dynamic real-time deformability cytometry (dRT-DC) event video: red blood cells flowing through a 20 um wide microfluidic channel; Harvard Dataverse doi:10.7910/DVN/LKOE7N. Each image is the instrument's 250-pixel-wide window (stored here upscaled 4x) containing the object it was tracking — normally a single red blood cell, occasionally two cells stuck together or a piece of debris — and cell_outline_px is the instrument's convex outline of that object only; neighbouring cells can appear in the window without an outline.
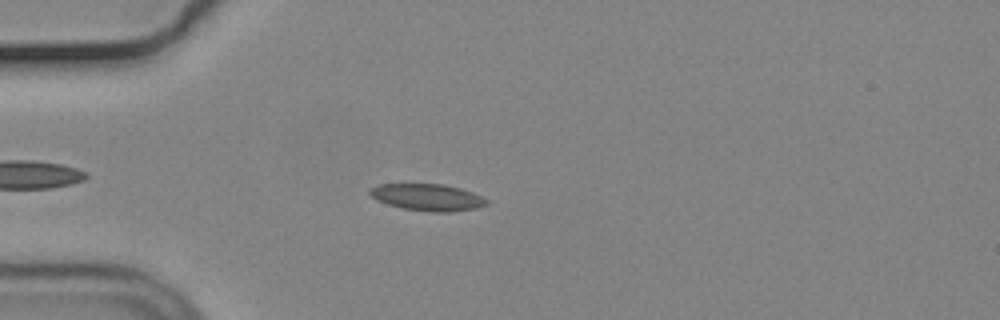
{"species": "common noctule bat (a hibernating species)", "species_latin": "Nyctalus noctula", "temperature_condition": "cold", "stored_images_in_passage": 45, "camera_frame_rate_fps": 3000, "um_per_image_px": 0.085, "animal": {"sex": "male", "body_mass_g": 19.2, "forearm_length_mm": 51.8}, "frame": {"image": 1, "passage_image": 8, "time_ms": 2.333, "image_size_px": [1000, 320], "cell_outline_px": [[488, 204], [476, 208], [448, 212], [432, 212], [404, 208], [388, 204], [376, 200], [368, 192], [368, 188], [380, 184], [444, 184], [460, 188], [472, 192], [488, 200]], "centroid_in_image_um": [36.32, 16.76], "position_along_channel_um": 48.7, "area_um2": 18.15}}
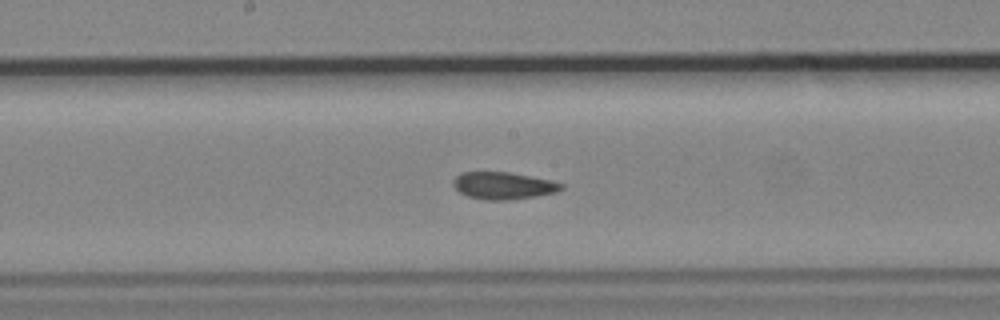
{"frame": {"image": 2, "passage_image": 22, "time_ms": 7.0, "image_size_px": [1000, 320], "cell_outline_px": [[564, 188], [556, 192], [536, 196], [504, 200], [484, 200], [468, 196], [460, 192], [452, 184], [452, 180], [460, 172], [508, 172], [548, 180], [564, 184]], "centroid_in_image_um": [42.74, 15.78], "position_along_channel_um": 205.5, "area_um2": 16.94}}
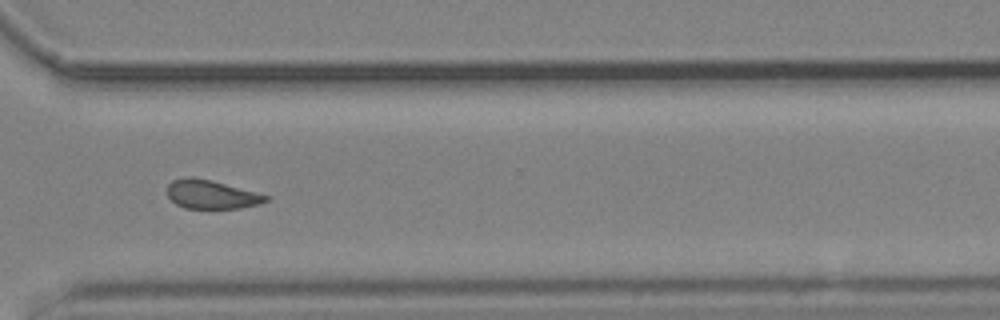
{"frame": {"image": 3, "passage_image": 34, "time_ms": 11.0, "image_size_px": [1000, 320], "cell_outline_px": [[272, 196], [268, 200], [260, 204], [240, 208], [184, 208], [176, 204], [168, 196], [168, 184], [172, 180], [184, 176], [192, 176], [212, 180]], "centroid_in_image_um": [17.98, 16.51], "position_along_channel_um": 352.6, "area_um2": 16.7}, "authors_computed_cell_mechanics": {"area_um2": 17.5134, "velocity_mm_per_s": 3.6808, "shape_relaxation_time_tau1_ms": null, "shape_relaxation_time_tau2_ms": 3.3189, "deformation_change_tau1": null, "deformation_change_tau2": 0.094}}